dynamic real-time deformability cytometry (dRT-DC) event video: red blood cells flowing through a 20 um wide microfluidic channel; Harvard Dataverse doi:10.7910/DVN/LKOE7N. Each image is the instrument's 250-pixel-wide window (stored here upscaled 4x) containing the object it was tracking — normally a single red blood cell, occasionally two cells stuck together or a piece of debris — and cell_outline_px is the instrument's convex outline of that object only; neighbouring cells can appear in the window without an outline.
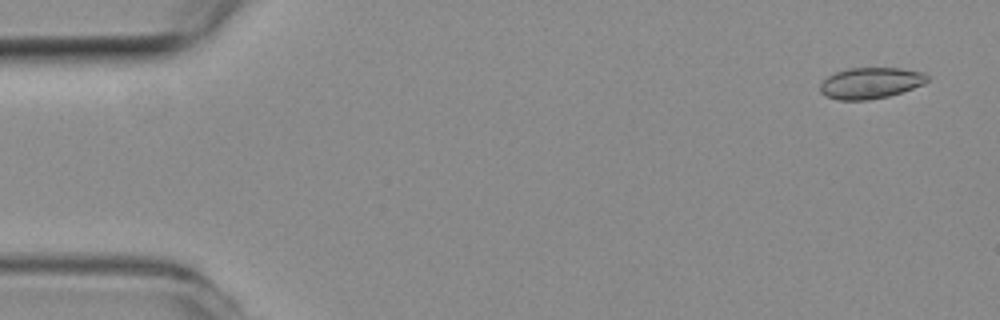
{"species": "common noctule bat (a hibernating species)", "species_latin": "Nyctalus noctula", "temperature_condition": "room temperature", "stored_images_in_passage": 51, "camera_frame_rate_fps": 3000, "um_per_image_px": 0.085, "animal": {"sex": "female", "body_mass_g": 19.3, "forearm_length_mm": 54.1}, "frame": {"image": 1, "passage_image": 2, "time_ms": 0.333, "image_size_px": [1000, 320], "cell_outline_px": [[928, 80], [924, 84], [888, 96], [868, 100], [840, 100], [824, 96], [820, 92], [820, 84], [828, 76], [836, 72], [848, 68], [900, 68], [924, 72], [928, 76]], "centroid_in_image_um": [73.98, 7.06], "position_along_channel_um": 11.0, "area_um2": 19.42}}
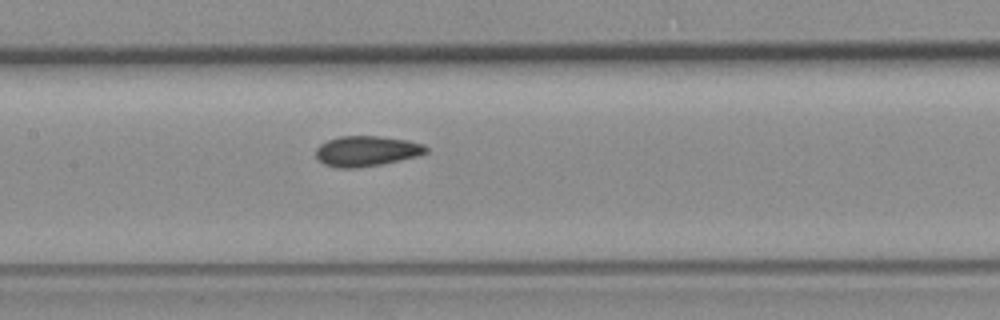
{"frame": {"image": 2, "passage_image": 25, "time_ms": 8.0, "image_size_px": [1000, 320], "cell_outline_px": [[428, 152], [420, 156], [384, 164], [360, 168], [336, 168], [324, 164], [316, 156], [316, 148], [320, 144], [328, 140], [340, 136], [380, 136], [408, 140], [424, 144], [428, 148]], "centroid_in_image_um": [31.2, 12.85], "position_along_channel_um": 176.2, "area_um2": 19.83}}
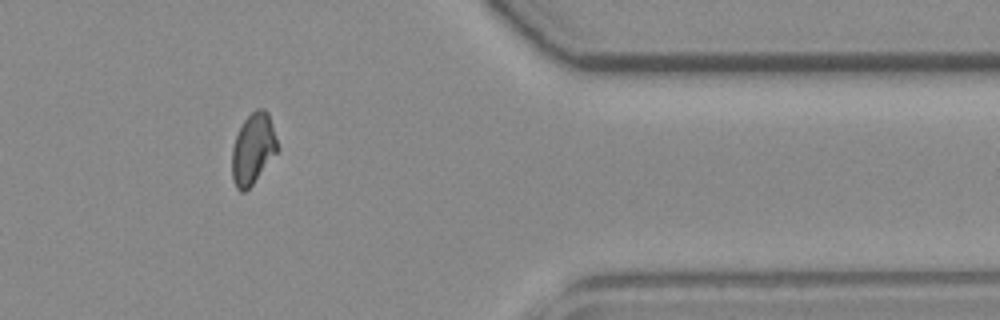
{"frame": {"image": 3, "passage_image": 44, "time_ms": 14.333, "image_size_px": [1000, 320], "cell_outline_px": [[280, 148], [252, 184], [244, 192], [240, 192], [236, 188], [232, 180], [232, 148], [236, 136], [244, 120], [256, 108], [264, 108], [268, 112]], "centroid_in_image_um": [21.51, 12.64], "position_along_channel_um": 389.9, "area_um2": 18.73}}